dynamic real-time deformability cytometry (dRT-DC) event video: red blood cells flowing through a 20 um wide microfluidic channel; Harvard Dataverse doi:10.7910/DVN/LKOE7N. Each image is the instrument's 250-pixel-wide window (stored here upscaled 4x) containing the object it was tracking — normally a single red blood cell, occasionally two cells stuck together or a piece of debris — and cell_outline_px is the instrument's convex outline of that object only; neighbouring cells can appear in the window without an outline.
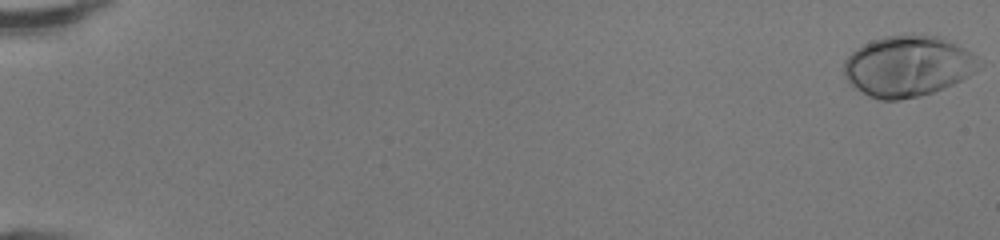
{"species": "human", "species_latin": "Homo sapiens", "temperature_condition": "room temperature", "stored_images_in_passage": 51, "camera_frame_rate_fps": 3000, "um_per_image_px": 0.085, "donor": {"sex": "female"}, "frame": {"image": 1, "passage_image": 1, "time_ms": 0.0, "image_size_px": [1000, 240], "cell_outline_px": [[976, 56], [972, 72], [968, 76], [952, 84], [932, 92], [920, 96], [900, 100], [880, 100], [856, 88], [844, 76], [844, 60], [856, 48], [872, 40], [884, 36], [912, 32], [940, 36], [972, 52]], "centroid_in_image_um": [77.11, 5.58], "position_along_channel_um": 7.9, "area_um2": 47.57}}
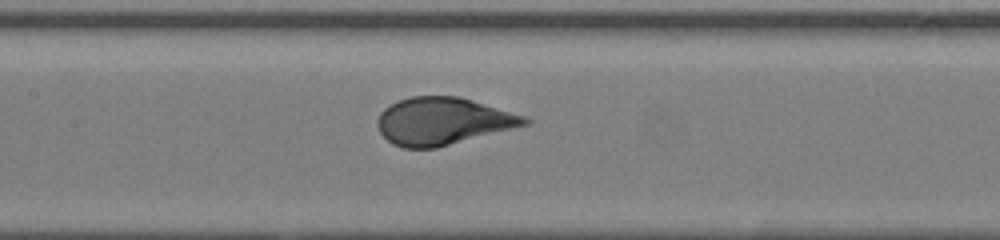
{"frame": {"image": 2, "passage_image": 26, "time_ms": 8.333, "image_size_px": [1000, 240], "cell_outline_px": [[532, 120], [528, 124], [436, 148], [404, 148], [392, 144], [380, 132], [376, 124], [376, 120], [380, 112], [384, 108], [400, 100], [412, 96], [460, 96], [524, 116]], "centroid_in_image_um": [37.6, 10.3], "position_along_channel_um": 169.8, "area_um2": 40.29}}
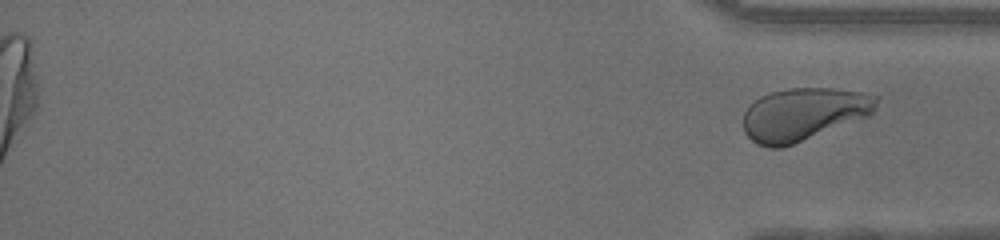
{"frame": {"image": 3, "passage_image": 51, "time_ms": 16.667, "image_size_px": [1000, 240], "cell_outline_px": [[880, 96], [876, 108], [868, 116], [792, 144], [780, 148], [768, 148], [756, 144], [744, 132], [744, 112], [760, 96], [772, 92], [788, 88], [832, 88], [864, 92]], "centroid_in_image_um": [68.32, 9.69], "position_along_channel_um": 366.9, "area_um2": 40.69}}